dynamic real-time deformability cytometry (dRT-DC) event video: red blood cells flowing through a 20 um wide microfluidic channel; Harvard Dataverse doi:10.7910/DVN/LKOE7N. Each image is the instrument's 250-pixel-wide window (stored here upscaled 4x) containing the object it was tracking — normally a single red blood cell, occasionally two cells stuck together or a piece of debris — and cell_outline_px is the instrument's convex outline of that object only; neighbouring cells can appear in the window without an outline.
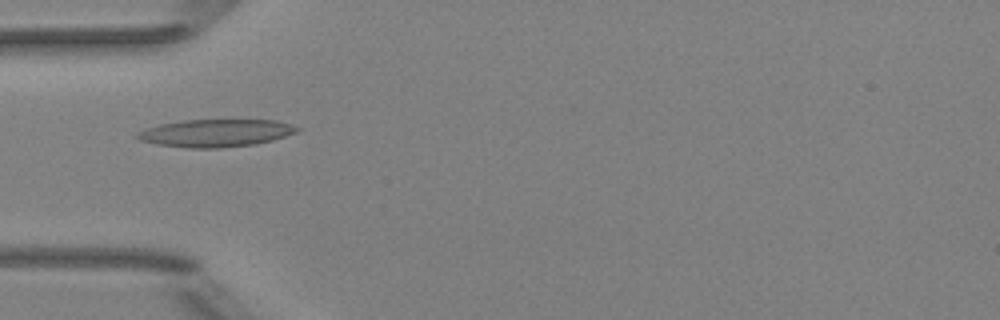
{"species": "Egyptian fruit bat (a non-hibernating species)", "species_latin": "Rousettus aegyptiacus", "temperature_condition": "room temperature", "stored_images_in_passage": 8, "camera_frame_rate_fps": 3000, "um_per_image_px": 0.085, "animal": {"sex": "female"}, "frame": {"image": 1, "passage_image": 4, "time_ms": 4.333, "image_size_px": [1000, 320], "cell_outline_px": [[300, 128], [296, 132], [272, 140], [256, 144], [220, 148], [188, 148], [156, 144], [140, 140], [132, 136], [136, 132], [160, 124], [184, 120], [276, 120], [292, 124]], "centroid_in_image_um": [18.31, 11.31], "position_along_channel_um": 66.7, "area_um2": 25.72}}
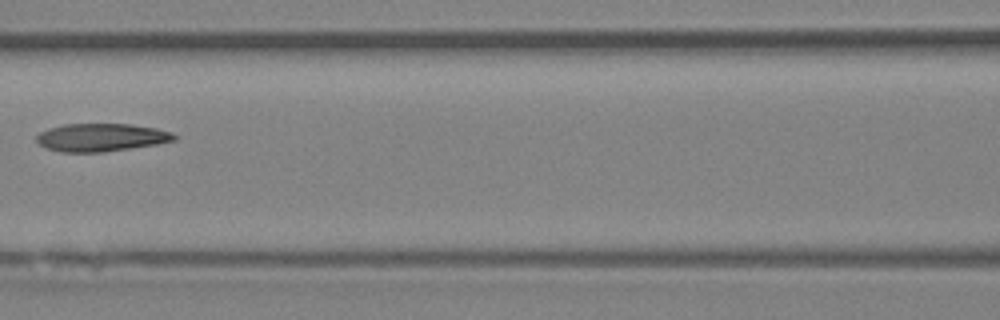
{"frame": {"image": 2, "passage_image": 6, "time_ms": 6.667, "image_size_px": [1000, 320], "cell_outline_px": [[176, 140], [156, 144], [104, 152], [60, 152], [48, 148], [40, 144], [36, 140], [36, 136], [40, 132], [48, 128], [64, 124], [132, 124], [156, 128], [172, 132], [176, 136]], "centroid_in_image_um": [8.6, 11.67], "position_along_channel_um": 158.0, "area_um2": 22.37}}
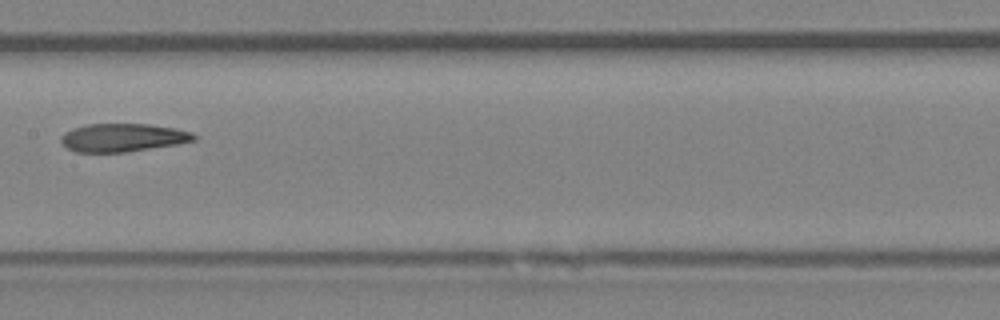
{"frame": {"image": 3, "passage_image": 7, "time_ms": 7.667, "image_size_px": [1000, 320], "cell_outline_px": [[196, 140], [176, 144], [124, 152], [76, 152], [68, 148], [60, 140], [60, 136], [64, 132], [72, 128], [88, 124], [148, 124], [176, 128], [192, 132], [196, 136]], "centroid_in_image_um": [10.42, 11.69], "position_along_channel_um": 197.0, "area_um2": 21.73}}